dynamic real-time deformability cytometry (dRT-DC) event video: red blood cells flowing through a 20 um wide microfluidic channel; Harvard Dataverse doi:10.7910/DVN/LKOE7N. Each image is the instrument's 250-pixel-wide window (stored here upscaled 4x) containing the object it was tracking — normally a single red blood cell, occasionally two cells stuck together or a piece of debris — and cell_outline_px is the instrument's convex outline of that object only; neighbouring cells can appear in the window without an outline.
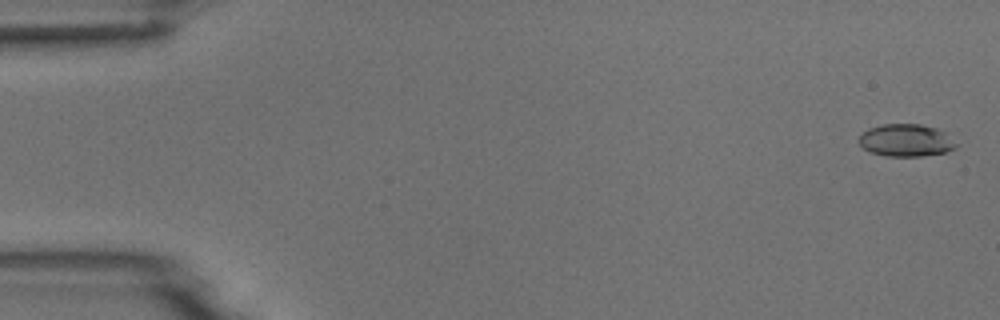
{"species": "common noctule bat (a hibernating species)", "species_latin": "Nyctalus noctula", "temperature_condition": "room temperature", "stored_images_in_passage": 8, "camera_frame_rate_fps": 3000, "um_per_image_px": 0.085, "animal": {"sex": "male", "body_mass_g": 18.8}, "frame": {"image": 1, "passage_image": 1, "time_ms": 0.0, "image_size_px": [1000, 320], "cell_outline_px": [[956, 148], [944, 152], [920, 156], [884, 156], [872, 152], [864, 148], [860, 144], [860, 136], [868, 128], [884, 124], [920, 124], [936, 128], [944, 132], [956, 144]], "centroid_in_image_um": [77.0, 11.92], "position_along_channel_um": 8.0, "area_um2": 18.03}}
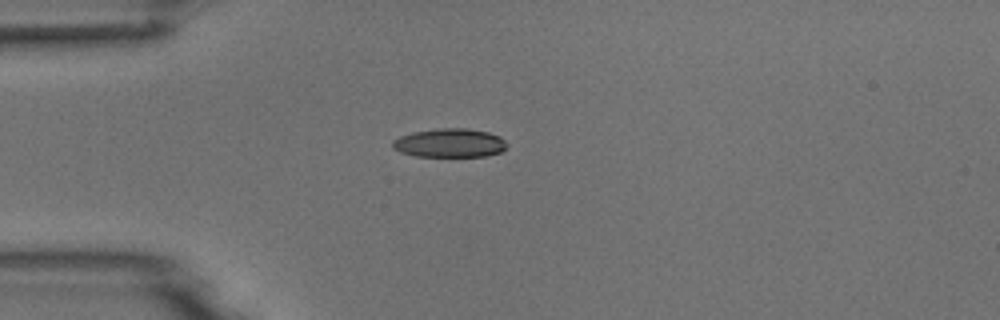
{"frame": {"image": 2, "passage_image": 4, "time_ms": 4.333, "image_size_px": [1000, 320], "cell_outline_px": [[508, 144], [500, 152], [484, 156], [416, 156], [400, 152], [392, 148], [392, 140], [400, 136], [412, 132], [440, 128], [468, 128], [488, 132], [500, 136]], "centroid_in_image_um": [38.2, 12.14], "position_along_channel_um": 46.8, "area_um2": 19.19}}